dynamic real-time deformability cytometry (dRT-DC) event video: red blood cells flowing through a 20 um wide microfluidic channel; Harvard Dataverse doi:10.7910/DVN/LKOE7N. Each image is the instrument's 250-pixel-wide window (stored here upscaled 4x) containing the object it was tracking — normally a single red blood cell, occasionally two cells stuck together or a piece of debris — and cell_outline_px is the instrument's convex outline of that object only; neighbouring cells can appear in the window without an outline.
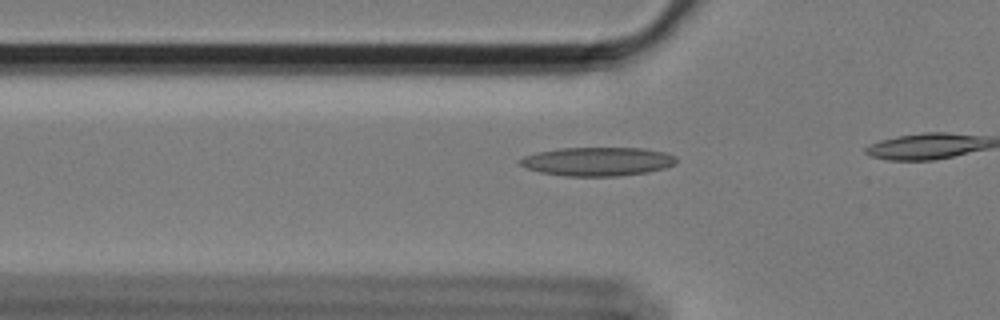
{"species": "Egyptian fruit bat (a non-hibernating species)", "species_latin": "Rousettus aegyptiacus", "temperature_condition": "cold", "stored_images_in_passage": 10, "camera_frame_rate_fps": 3000, "um_per_image_px": 0.085, "animal": {"sex": "female"}, "frame": {"image": 1, "passage_image": 4, "time_ms": 1.0, "image_size_px": [1000, 320], "cell_outline_px": [[676, 164], [664, 168], [648, 172], [616, 176], [564, 176], [540, 172], [528, 168], [520, 164], [516, 160], [524, 156], [540, 152], [560, 148], [644, 148], [664, 152], [676, 156]], "centroid_in_image_um": [50.8, 13.73], "position_along_channel_um": 75.0, "area_um2": 26.13}}
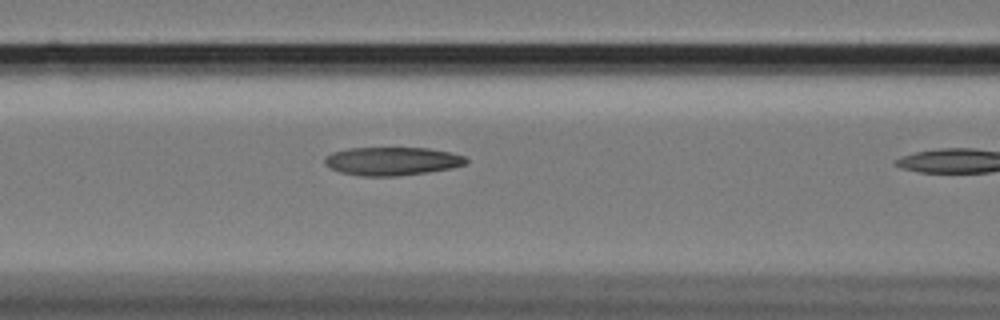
{"frame": {"image": 2, "passage_image": 9, "time_ms": 2.667, "image_size_px": [1000, 320], "cell_outline_px": [[468, 160], [464, 164], [452, 168], [428, 172], [396, 176], [360, 176], [340, 172], [324, 164], [324, 156], [332, 152], [348, 148], [428, 148], [452, 152], [464, 156]], "centroid_in_image_um": [33.31, 13.69], "position_along_channel_um": 133.3, "area_um2": 23.41}}